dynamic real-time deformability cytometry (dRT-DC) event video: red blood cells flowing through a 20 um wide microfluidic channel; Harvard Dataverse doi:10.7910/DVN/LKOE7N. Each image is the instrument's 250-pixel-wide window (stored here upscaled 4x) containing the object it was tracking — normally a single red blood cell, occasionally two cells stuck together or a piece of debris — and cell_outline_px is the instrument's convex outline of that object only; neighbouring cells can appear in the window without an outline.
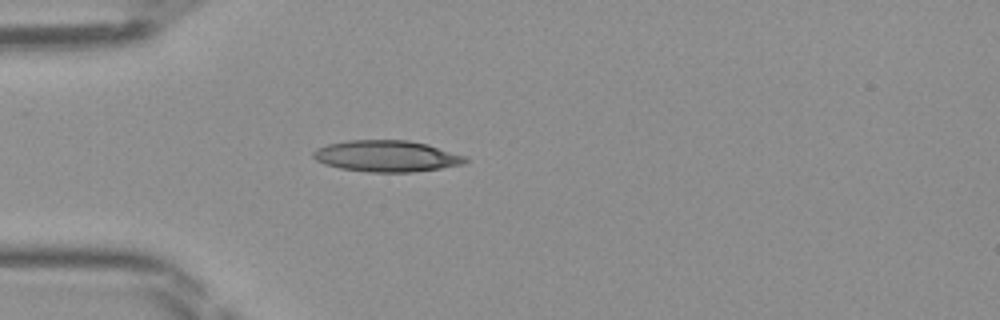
{"species": "Egyptian fruit bat (a non-hibernating species)", "species_latin": "Rousettus aegyptiacus", "temperature_condition": "room temperature", "stored_images_in_passage": 35, "camera_frame_rate_fps": 3000, "um_per_image_px": 0.085, "frame": {"image": 1, "passage_image": 1, "time_ms": 0.0, "image_size_px": [1000, 320], "cell_outline_px": [[468, 160], [464, 164], [440, 168], [412, 172], [368, 172], [340, 168], [324, 164], [316, 160], [312, 156], [312, 152], [316, 148], [328, 144], [348, 140], [408, 140], [428, 144], [464, 156]], "centroid_in_image_um": [32.83, 13.27], "position_along_channel_um": 52.2, "area_um2": 27.74}}
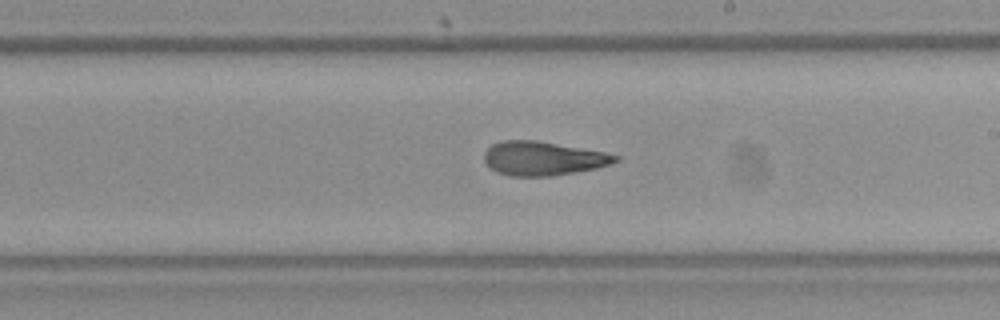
{"frame": {"image": 2, "passage_image": 15, "time_ms": 4.667, "image_size_px": [1000, 320], "cell_outline_px": [[620, 160], [612, 164], [596, 168], [552, 176], [508, 176], [496, 172], [484, 160], [484, 152], [492, 144], [500, 140], [536, 140], [604, 152], [620, 156]], "centroid_in_image_um": [46.15, 13.46], "position_along_channel_um": 242.8, "area_um2": 25.95}}
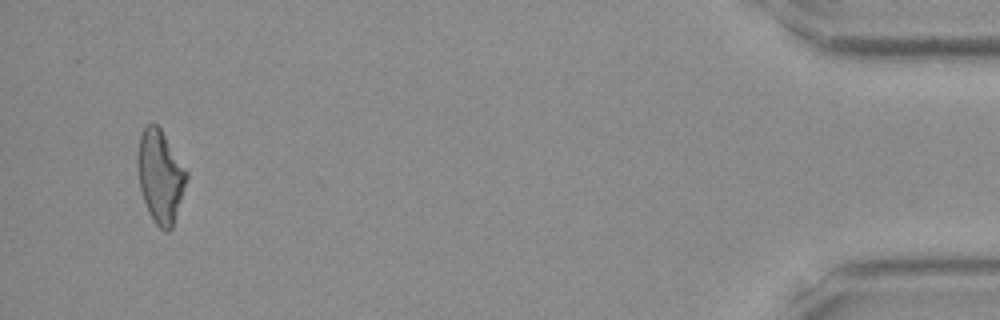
{"frame": {"image": 3, "passage_image": 33, "time_ms": 10.667, "image_size_px": [1000, 320], "cell_outline_px": [[188, 176], [172, 228], [168, 232], [164, 232], [156, 224], [148, 212], [140, 188], [136, 164], [136, 156], [140, 136], [144, 128], [148, 124], [156, 124], [160, 128], [188, 172]], "centroid_in_image_um": [13.61, 15.0], "position_along_channel_um": 421.6, "area_um2": 26.3}}